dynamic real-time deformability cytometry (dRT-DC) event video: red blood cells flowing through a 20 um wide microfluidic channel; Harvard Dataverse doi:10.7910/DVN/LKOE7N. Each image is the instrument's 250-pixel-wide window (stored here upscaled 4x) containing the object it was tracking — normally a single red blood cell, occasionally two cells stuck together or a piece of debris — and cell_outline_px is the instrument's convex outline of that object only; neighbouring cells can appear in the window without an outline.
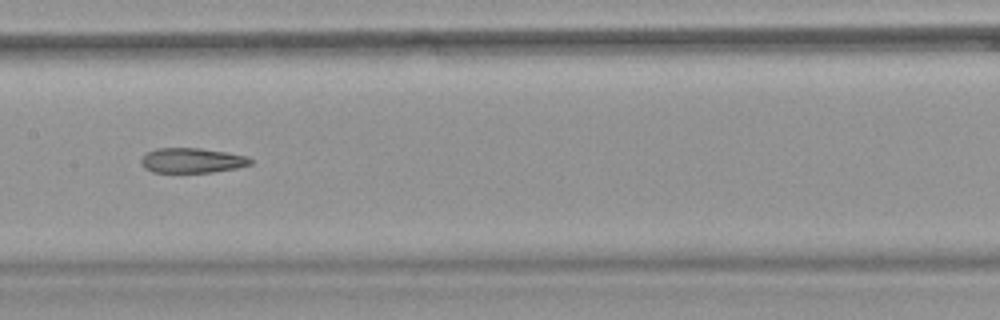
{"species": "common noctule bat (a hibernating species)", "species_latin": "Nyctalus noctula", "temperature_condition": "warm", "stored_images_in_passage": 10, "camera_frame_rate_fps": 3000, "um_per_image_px": 0.085, "animal": {"sex": "female", "body_mass_g": 18.4}, "frame": {"image": 1, "passage_image": 9, "time_ms": 2.667, "image_size_px": [1000, 320], "cell_outline_px": [[252, 164], [236, 168], [212, 172], [152, 172], [144, 168], [140, 164], [140, 160], [148, 152], [156, 148], [200, 148], [248, 156], [252, 160]], "centroid_in_image_um": [16.31, 13.64], "position_along_channel_um": 191.1, "area_um2": 15.84}}